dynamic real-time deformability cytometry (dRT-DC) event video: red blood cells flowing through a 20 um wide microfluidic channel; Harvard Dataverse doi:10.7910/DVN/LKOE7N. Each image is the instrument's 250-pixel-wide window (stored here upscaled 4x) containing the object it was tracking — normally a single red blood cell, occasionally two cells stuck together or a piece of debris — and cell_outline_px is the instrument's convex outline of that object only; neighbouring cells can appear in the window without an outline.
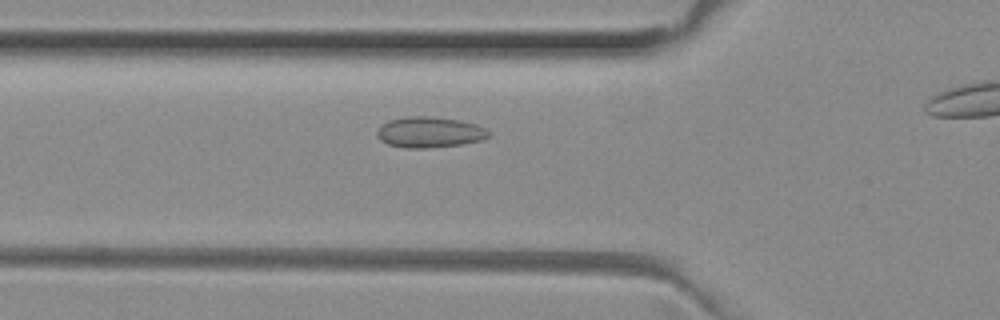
{"species": "common noctule bat (a hibernating species)", "species_latin": "Nyctalus noctula", "temperature_condition": "room temperature", "stored_images_in_passage": 37, "camera_frame_rate_fps": 3000, "um_per_image_px": 0.085, "animal": {"sex": "female", "body_mass_g": 29.2, "forearm_length_mm": 56.3}, "frame": {"image": 1, "passage_image": 13, "time_ms": 4.0, "image_size_px": [1000, 320], "cell_outline_px": [[492, 132], [488, 136], [480, 140], [464, 144], [428, 148], [404, 148], [388, 144], [380, 140], [376, 136], [376, 132], [384, 124], [392, 120], [408, 116], [432, 116], [460, 120], [476, 124]], "centroid_in_image_um": [36.53, 11.24], "position_along_channel_um": 89.3, "area_um2": 20.0}}
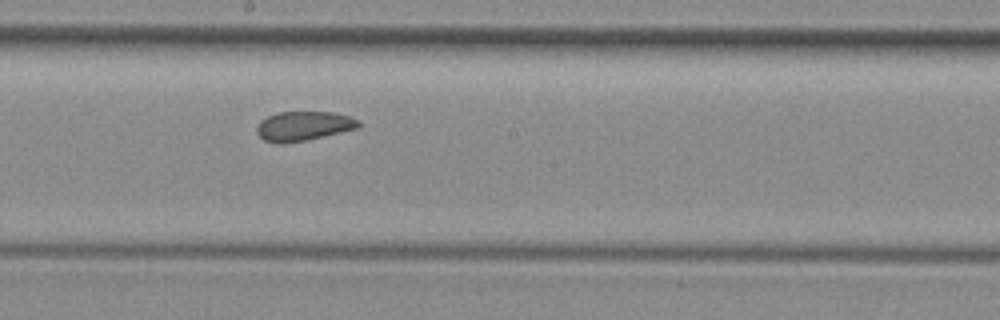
{"frame": {"image": 2, "passage_image": 23, "time_ms": 7.333, "image_size_px": [1000, 320], "cell_outline_px": [[360, 128], [304, 140], [264, 140], [256, 132], [256, 128], [260, 120], [276, 112], [332, 112], [348, 116], [360, 120]], "centroid_in_image_um": [25.85, 10.66], "position_along_channel_um": 222.3, "area_um2": 16.82}}
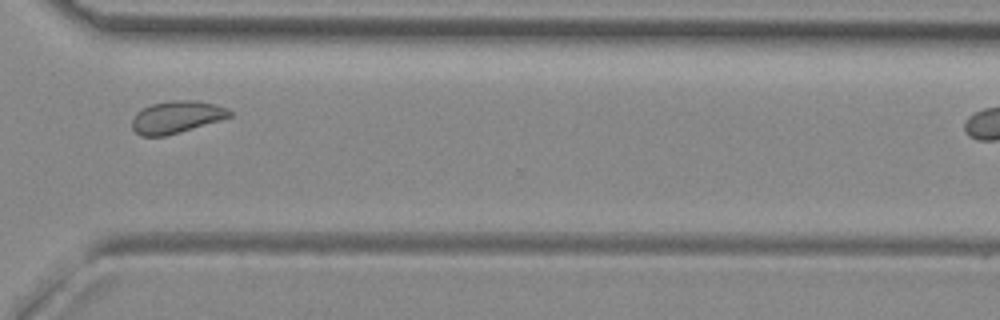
{"frame": {"image": 3, "passage_image": 33, "time_ms": 10.667, "image_size_px": [1000, 320], "cell_outline_px": [[232, 116], [220, 120], [164, 136], [140, 136], [132, 128], [132, 120], [136, 112], [152, 104], [172, 100], [196, 100], [216, 104], [228, 108], [232, 112]], "centroid_in_image_um": [15.01, 9.94], "position_along_channel_um": 355.6, "area_um2": 18.21}}